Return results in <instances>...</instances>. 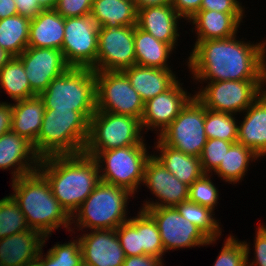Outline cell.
<instances>
[{
  "label": "cell",
  "instance_id": "4316f807",
  "mask_svg": "<svg viewBox=\"0 0 266 266\" xmlns=\"http://www.w3.org/2000/svg\"><path fill=\"white\" fill-rule=\"evenodd\" d=\"M11 131L34 144L41 130L45 113L43 100L39 96L11 103Z\"/></svg>",
  "mask_w": 266,
  "mask_h": 266
},
{
  "label": "cell",
  "instance_id": "681fc988",
  "mask_svg": "<svg viewBox=\"0 0 266 266\" xmlns=\"http://www.w3.org/2000/svg\"><path fill=\"white\" fill-rule=\"evenodd\" d=\"M18 14L14 0H0V20Z\"/></svg>",
  "mask_w": 266,
  "mask_h": 266
},
{
  "label": "cell",
  "instance_id": "484cf974",
  "mask_svg": "<svg viewBox=\"0 0 266 266\" xmlns=\"http://www.w3.org/2000/svg\"><path fill=\"white\" fill-rule=\"evenodd\" d=\"M152 148L156 150H153V156L158 159L170 173L189 187L204 174L199 157L191 156L172 148L164 144L158 137Z\"/></svg>",
  "mask_w": 266,
  "mask_h": 266
},
{
  "label": "cell",
  "instance_id": "8d00e7d4",
  "mask_svg": "<svg viewBox=\"0 0 266 266\" xmlns=\"http://www.w3.org/2000/svg\"><path fill=\"white\" fill-rule=\"evenodd\" d=\"M30 230L24 213L11 195L0 199V239Z\"/></svg>",
  "mask_w": 266,
  "mask_h": 266
},
{
  "label": "cell",
  "instance_id": "5b68a950",
  "mask_svg": "<svg viewBox=\"0 0 266 266\" xmlns=\"http://www.w3.org/2000/svg\"><path fill=\"white\" fill-rule=\"evenodd\" d=\"M131 197L136 198L125 188L100 181L71 216L70 234L76 229L77 232L117 229L130 219L127 205Z\"/></svg>",
  "mask_w": 266,
  "mask_h": 266
},
{
  "label": "cell",
  "instance_id": "ac0fdd59",
  "mask_svg": "<svg viewBox=\"0 0 266 266\" xmlns=\"http://www.w3.org/2000/svg\"><path fill=\"white\" fill-rule=\"evenodd\" d=\"M84 232L75 237L80 241L83 265L123 266L126 256L121 247L116 229Z\"/></svg>",
  "mask_w": 266,
  "mask_h": 266
},
{
  "label": "cell",
  "instance_id": "f1b7e54d",
  "mask_svg": "<svg viewBox=\"0 0 266 266\" xmlns=\"http://www.w3.org/2000/svg\"><path fill=\"white\" fill-rule=\"evenodd\" d=\"M90 15L99 27L117 28L137 24V8L129 0H93Z\"/></svg>",
  "mask_w": 266,
  "mask_h": 266
},
{
  "label": "cell",
  "instance_id": "f5cc1de1",
  "mask_svg": "<svg viewBox=\"0 0 266 266\" xmlns=\"http://www.w3.org/2000/svg\"><path fill=\"white\" fill-rule=\"evenodd\" d=\"M40 7L45 9H54L57 3V0H37Z\"/></svg>",
  "mask_w": 266,
  "mask_h": 266
},
{
  "label": "cell",
  "instance_id": "8992f818",
  "mask_svg": "<svg viewBox=\"0 0 266 266\" xmlns=\"http://www.w3.org/2000/svg\"><path fill=\"white\" fill-rule=\"evenodd\" d=\"M39 97L45 109L96 112V78L91 68L70 67L53 79Z\"/></svg>",
  "mask_w": 266,
  "mask_h": 266
},
{
  "label": "cell",
  "instance_id": "7402d4cb",
  "mask_svg": "<svg viewBox=\"0 0 266 266\" xmlns=\"http://www.w3.org/2000/svg\"><path fill=\"white\" fill-rule=\"evenodd\" d=\"M242 114L237 142L266 159V90Z\"/></svg>",
  "mask_w": 266,
  "mask_h": 266
},
{
  "label": "cell",
  "instance_id": "7c38bea8",
  "mask_svg": "<svg viewBox=\"0 0 266 266\" xmlns=\"http://www.w3.org/2000/svg\"><path fill=\"white\" fill-rule=\"evenodd\" d=\"M157 224L164 254L170 250L192 249L217 244L219 239H208L199 228L185 219L175 207L144 209Z\"/></svg>",
  "mask_w": 266,
  "mask_h": 266
},
{
  "label": "cell",
  "instance_id": "30bf717a",
  "mask_svg": "<svg viewBox=\"0 0 266 266\" xmlns=\"http://www.w3.org/2000/svg\"><path fill=\"white\" fill-rule=\"evenodd\" d=\"M205 110L194 96L158 138L172 148L200 158L208 139L204 127Z\"/></svg>",
  "mask_w": 266,
  "mask_h": 266
},
{
  "label": "cell",
  "instance_id": "60d3db41",
  "mask_svg": "<svg viewBox=\"0 0 266 266\" xmlns=\"http://www.w3.org/2000/svg\"><path fill=\"white\" fill-rule=\"evenodd\" d=\"M116 233L126 257L146 255L140 248V231L129 220L121 224Z\"/></svg>",
  "mask_w": 266,
  "mask_h": 266
},
{
  "label": "cell",
  "instance_id": "ba28073f",
  "mask_svg": "<svg viewBox=\"0 0 266 266\" xmlns=\"http://www.w3.org/2000/svg\"><path fill=\"white\" fill-rule=\"evenodd\" d=\"M144 134L140 119L96 110L90 118L84 153H100L140 145L146 141Z\"/></svg>",
  "mask_w": 266,
  "mask_h": 266
},
{
  "label": "cell",
  "instance_id": "f35d334b",
  "mask_svg": "<svg viewBox=\"0 0 266 266\" xmlns=\"http://www.w3.org/2000/svg\"><path fill=\"white\" fill-rule=\"evenodd\" d=\"M213 266H247L243 241L239 240L233 233L229 234L224 240Z\"/></svg>",
  "mask_w": 266,
  "mask_h": 266
},
{
  "label": "cell",
  "instance_id": "bcb514c9",
  "mask_svg": "<svg viewBox=\"0 0 266 266\" xmlns=\"http://www.w3.org/2000/svg\"><path fill=\"white\" fill-rule=\"evenodd\" d=\"M17 13L30 19L35 18L43 10L37 0H14Z\"/></svg>",
  "mask_w": 266,
  "mask_h": 266
},
{
  "label": "cell",
  "instance_id": "7a4b0ae2",
  "mask_svg": "<svg viewBox=\"0 0 266 266\" xmlns=\"http://www.w3.org/2000/svg\"><path fill=\"white\" fill-rule=\"evenodd\" d=\"M38 170L46 177L53 196L70 216L100 182L97 162L84 152L42 158Z\"/></svg>",
  "mask_w": 266,
  "mask_h": 266
},
{
  "label": "cell",
  "instance_id": "1f68e13d",
  "mask_svg": "<svg viewBox=\"0 0 266 266\" xmlns=\"http://www.w3.org/2000/svg\"><path fill=\"white\" fill-rule=\"evenodd\" d=\"M0 90L6 92L13 102L36 96L31 91L23 63L18 57H13L0 70Z\"/></svg>",
  "mask_w": 266,
  "mask_h": 266
},
{
  "label": "cell",
  "instance_id": "83f0119b",
  "mask_svg": "<svg viewBox=\"0 0 266 266\" xmlns=\"http://www.w3.org/2000/svg\"><path fill=\"white\" fill-rule=\"evenodd\" d=\"M134 47L136 65L153 68H173L169 64V59L175 53V49L160 40H157L150 33L138 28H134Z\"/></svg>",
  "mask_w": 266,
  "mask_h": 266
},
{
  "label": "cell",
  "instance_id": "277c9868",
  "mask_svg": "<svg viewBox=\"0 0 266 266\" xmlns=\"http://www.w3.org/2000/svg\"><path fill=\"white\" fill-rule=\"evenodd\" d=\"M94 113L45 109L41 130L33 144L36 154L42 159L83 153Z\"/></svg>",
  "mask_w": 266,
  "mask_h": 266
},
{
  "label": "cell",
  "instance_id": "f6af8a7d",
  "mask_svg": "<svg viewBox=\"0 0 266 266\" xmlns=\"http://www.w3.org/2000/svg\"><path fill=\"white\" fill-rule=\"evenodd\" d=\"M202 0H172V6L184 20H189L200 11Z\"/></svg>",
  "mask_w": 266,
  "mask_h": 266
},
{
  "label": "cell",
  "instance_id": "44dd1931",
  "mask_svg": "<svg viewBox=\"0 0 266 266\" xmlns=\"http://www.w3.org/2000/svg\"><path fill=\"white\" fill-rule=\"evenodd\" d=\"M182 18L172 4L147 7L137 10L136 26L150 33L157 40L171 45L175 50L181 32L179 22Z\"/></svg>",
  "mask_w": 266,
  "mask_h": 266
},
{
  "label": "cell",
  "instance_id": "db71d44e",
  "mask_svg": "<svg viewBox=\"0 0 266 266\" xmlns=\"http://www.w3.org/2000/svg\"><path fill=\"white\" fill-rule=\"evenodd\" d=\"M23 266H42V264L37 259H35V260H33V261L23 265Z\"/></svg>",
  "mask_w": 266,
  "mask_h": 266
},
{
  "label": "cell",
  "instance_id": "9c48e42d",
  "mask_svg": "<svg viewBox=\"0 0 266 266\" xmlns=\"http://www.w3.org/2000/svg\"><path fill=\"white\" fill-rule=\"evenodd\" d=\"M201 88L194 96L206 107L215 111L241 114L266 90V80L193 81ZM206 84L204 86L203 84Z\"/></svg>",
  "mask_w": 266,
  "mask_h": 266
},
{
  "label": "cell",
  "instance_id": "5bb4252c",
  "mask_svg": "<svg viewBox=\"0 0 266 266\" xmlns=\"http://www.w3.org/2000/svg\"><path fill=\"white\" fill-rule=\"evenodd\" d=\"M134 28L99 27L97 60L91 68L94 72L123 71L136 64Z\"/></svg>",
  "mask_w": 266,
  "mask_h": 266
},
{
  "label": "cell",
  "instance_id": "8fae6325",
  "mask_svg": "<svg viewBox=\"0 0 266 266\" xmlns=\"http://www.w3.org/2000/svg\"><path fill=\"white\" fill-rule=\"evenodd\" d=\"M96 110L142 118L144 101L123 71L95 72Z\"/></svg>",
  "mask_w": 266,
  "mask_h": 266
},
{
  "label": "cell",
  "instance_id": "836d02e7",
  "mask_svg": "<svg viewBox=\"0 0 266 266\" xmlns=\"http://www.w3.org/2000/svg\"><path fill=\"white\" fill-rule=\"evenodd\" d=\"M51 235L44 236L43 245L38 253L37 260L42 266H82V252L80 248L79 239L73 237L68 242H56L53 244L47 253H43V247H45L46 241H48ZM61 243V244H60ZM44 254V255H43ZM45 256V257H44Z\"/></svg>",
  "mask_w": 266,
  "mask_h": 266
},
{
  "label": "cell",
  "instance_id": "ee69618b",
  "mask_svg": "<svg viewBox=\"0 0 266 266\" xmlns=\"http://www.w3.org/2000/svg\"><path fill=\"white\" fill-rule=\"evenodd\" d=\"M241 0H202L200 10H212L223 13H245L246 6Z\"/></svg>",
  "mask_w": 266,
  "mask_h": 266
},
{
  "label": "cell",
  "instance_id": "4dcf8cb0",
  "mask_svg": "<svg viewBox=\"0 0 266 266\" xmlns=\"http://www.w3.org/2000/svg\"><path fill=\"white\" fill-rule=\"evenodd\" d=\"M31 19L16 14L0 20V46L14 57L27 47Z\"/></svg>",
  "mask_w": 266,
  "mask_h": 266
},
{
  "label": "cell",
  "instance_id": "6da1fadb",
  "mask_svg": "<svg viewBox=\"0 0 266 266\" xmlns=\"http://www.w3.org/2000/svg\"><path fill=\"white\" fill-rule=\"evenodd\" d=\"M237 35L194 42L185 65L193 81L266 80V39Z\"/></svg>",
  "mask_w": 266,
  "mask_h": 266
},
{
  "label": "cell",
  "instance_id": "816d5d0a",
  "mask_svg": "<svg viewBox=\"0 0 266 266\" xmlns=\"http://www.w3.org/2000/svg\"><path fill=\"white\" fill-rule=\"evenodd\" d=\"M8 51L4 50L0 46V70L13 58Z\"/></svg>",
  "mask_w": 266,
  "mask_h": 266
},
{
  "label": "cell",
  "instance_id": "c3c4849f",
  "mask_svg": "<svg viewBox=\"0 0 266 266\" xmlns=\"http://www.w3.org/2000/svg\"><path fill=\"white\" fill-rule=\"evenodd\" d=\"M11 122V103L6 101H0V136L11 131Z\"/></svg>",
  "mask_w": 266,
  "mask_h": 266
},
{
  "label": "cell",
  "instance_id": "7dc6e473",
  "mask_svg": "<svg viewBox=\"0 0 266 266\" xmlns=\"http://www.w3.org/2000/svg\"><path fill=\"white\" fill-rule=\"evenodd\" d=\"M164 262L152 255L126 257L123 266H164Z\"/></svg>",
  "mask_w": 266,
  "mask_h": 266
},
{
  "label": "cell",
  "instance_id": "f546056e",
  "mask_svg": "<svg viewBox=\"0 0 266 266\" xmlns=\"http://www.w3.org/2000/svg\"><path fill=\"white\" fill-rule=\"evenodd\" d=\"M258 160L261 158L252 149L237 142L230 147L220 165L211 174L214 173L217 178L228 182L227 184H239L244 181L247 171H250L249 165Z\"/></svg>",
  "mask_w": 266,
  "mask_h": 266
},
{
  "label": "cell",
  "instance_id": "2e32d148",
  "mask_svg": "<svg viewBox=\"0 0 266 266\" xmlns=\"http://www.w3.org/2000/svg\"><path fill=\"white\" fill-rule=\"evenodd\" d=\"M180 82L181 80L178 79L168 90L144 103V111L140 120L145 134L150 130L154 131L158 137L194 97V93L188 92L182 86L184 83Z\"/></svg>",
  "mask_w": 266,
  "mask_h": 266
},
{
  "label": "cell",
  "instance_id": "d6a6232c",
  "mask_svg": "<svg viewBox=\"0 0 266 266\" xmlns=\"http://www.w3.org/2000/svg\"><path fill=\"white\" fill-rule=\"evenodd\" d=\"M175 208L185 219L199 228L208 239H219L223 235L221 222L214 217L216 215L213 209L190 200L181 202Z\"/></svg>",
  "mask_w": 266,
  "mask_h": 266
},
{
  "label": "cell",
  "instance_id": "e0dca14e",
  "mask_svg": "<svg viewBox=\"0 0 266 266\" xmlns=\"http://www.w3.org/2000/svg\"><path fill=\"white\" fill-rule=\"evenodd\" d=\"M18 58L23 63L31 91L36 96L70 68L60 49L27 47Z\"/></svg>",
  "mask_w": 266,
  "mask_h": 266
},
{
  "label": "cell",
  "instance_id": "d590c367",
  "mask_svg": "<svg viewBox=\"0 0 266 266\" xmlns=\"http://www.w3.org/2000/svg\"><path fill=\"white\" fill-rule=\"evenodd\" d=\"M235 114L205 110V133L208 139H221L227 142L238 140V119Z\"/></svg>",
  "mask_w": 266,
  "mask_h": 266
},
{
  "label": "cell",
  "instance_id": "603a6c76",
  "mask_svg": "<svg viewBox=\"0 0 266 266\" xmlns=\"http://www.w3.org/2000/svg\"><path fill=\"white\" fill-rule=\"evenodd\" d=\"M44 236L38 230H26L0 239V266H23L35 259Z\"/></svg>",
  "mask_w": 266,
  "mask_h": 266
},
{
  "label": "cell",
  "instance_id": "3957f363",
  "mask_svg": "<svg viewBox=\"0 0 266 266\" xmlns=\"http://www.w3.org/2000/svg\"><path fill=\"white\" fill-rule=\"evenodd\" d=\"M11 182L10 195L24 213L30 229L43 236H52L61 227L70 232L71 216L53 196L48 180L39 170Z\"/></svg>",
  "mask_w": 266,
  "mask_h": 266
},
{
  "label": "cell",
  "instance_id": "cb8c5ba5",
  "mask_svg": "<svg viewBox=\"0 0 266 266\" xmlns=\"http://www.w3.org/2000/svg\"><path fill=\"white\" fill-rule=\"evenodd\" d=\"M123 72L144 103L168 90L179 79L173 68L161 69L135 64Z\"/></svg>",
  "mask_w": 266,
  "mask_h": 266
},
{
  "label": "cell",
  "instance_id": "4fadbf2b",
  "mask_svg": "<svg viewBox=\"0 0 266 266\" xmlns=\"http://www.w3.org/2000/svg\"><path fill=\"white\" fill-rule=\"evenodd\" d=\"M99 26L89 14L65 18L62 53L66 63L75 68H92L98 52Z\"/></svg>",
  "mask_w": 266,
  "mask_h": 266
},
{
  "label": "cell",
  "instance_id": "d4e9b609",
  "mask_svg": "<svg viewBox=\"0 0 266 266\" xmlns=\"http://www.w3.org/2000/svg\"><path fill=\"white\" fill-rule=\"evenodd\" d=\"M65 18L55 9L41 10L29 25L28 47L62 50Z\"/></svg>",
  "mask_w": 266,
  "mask_h": 266
},
{
  "label": "cell",
  "instance_id": "e575fe53",
  "mask_svg": "<svg viewBox=\"0 0 266 266\" xmlns=\"http://www.w3.org/2000/svg\"><path fill=\"white\" fill-rule=\"evenodd\" d=\"M129 221L140 231V248L146 255L160 258L164 262V248L160 232L154 219L145 211L139 209Z\"/></svg>",
  "mask_w": 266,
  "mask_h": 266
},
{
  "label": "cell",
  "instance_id": "74e56055",
  "mask_svg": "<svg viewBox=\"0 0 266 266\" xmlns=\"http://www.w3.org/2000/svg\"><path fill=\"white\" fill-rule=\"evenodd\" d=\"M212 174L204 173L189 187V200L199 205L217 209L220 200L219 189L212 181Z\"/></svg>",
  "mask_w": 266,
  "mask_h": 266
},
{
  "label": "cell",
  "instance_id": "7bdbcfd3",
  "mask_svg": "<svg viewBox=\"0 0 266 266\" xmlns=\"http://www.w3.org/2000/svg\"><path fill=\"white\" fill-rule=\"evenodd\" d=\"M93 0H57L55 10L64 18L82 17L91 12Z\"/></svg>",
  "mask_w": 266,
  "mask_h": 266
},
{
  "label": "cell",
  "instance_id": "d6986e66",
  "mask_svg": "<svg viewBox=\"0 0 266 266\" xmlns=\"http://www.w3.org/2000/svg\"><path fill=\"white\" fill-rule=\"evenodd\" d=\"M40 160L33 144L19 134L9 131L0 136V169L10 170L12 180L37 171Z\"/></svg>",
  "mask_w": 266,
  "mask_h": 266
},
{
  "label": "cell",
  "instance_id": "ab89813d",
  "mask_svg": "<svg viewBox=\"0 0 266 266\" xmlns=\"http://www.w3.org/2000/svg\"><path fill=\"white\" fill-rule=\"evenodd\" d=\"M237 142H227L221 139H207L200 156L201 167L204 173L211 174L224 159L230 147Z\"/></svg>",
  "mask_w": 266,
  "mask_h": 266
},
{
  "label": "cell",
  "instance_id": "52a82bcc",
  "mask_svg": "<svg viewBox=\"0 0 266 266\" xmlns=\"http://www.w3.org/2000/svg\"><path fill=\"white\" fill-rule=\"evenodd\" d=\"M146 143L85 154L97 162L100 181L125 188L136 195L143 183L146 162L152 155L148 151L152 146Z\"/></svg>",
  "mask_w": 266,
  "mask_h": 266
},
{
  "label": "cell",
  "instance_id": "9a60e30c",
  "mask_svg": "<svg viewBox=\"0 0 266 266\" xmlns=\"http://www.w3.org/2000/svg\"><path fill=\"white\" fill-rule=\"evenodd\" d=\"M143 187L146 186L153 198L142 201L138 209L157 207H175L189 200V186L170 173L153 154L147 160L144 169ZM153 199V200H152ZM158 199V200H157Z\"/></svg>",
  "mask_w": 266,
  "mask_h": 266
},
{
  "label": "cell",
  "instance_id": "f907efd6",
  "mask_svg": "<svg viewBox=\"0 0 266 266\" xmlns=\"http://www.w3.org/2000/svg\"><path fill=\"white\" fill-rule=\"evenodd\" d=\"M137 10L147 7L172 4V0H135Z\"/></svg>",
  "mask_w": 266,
  "mask_h": 266
},
{
  "label": "cell",
  "instance_id": "b9f144b4",
  "mask_svg": "<svg viewBox=\"0 0 266 266\" xmlns=\"http://www.w3.org/2000/svg\"><path fill=\"white\" fill-rule=\"evenodd\" d=\"M246 250V265L247 266H266V224L261 223L257 225L254 238V257L250 259V242L243 240ZM252 261V262H251Z\"/></svg>",
  "mask_w": 266,
  "mask_h": 266
},
{
  "label": "cell",
  "instance_id": "ffe728a7",
  "mask_svg": "<svg viewBox=\"0 0 266 266\" xmlns=\"http://www.w3.org/2000/svg\"><path fill=\"white\" fill-rule=\"evenodd\" d=\"M245 17V13L200 10L187 23L193 25L190 32L196 34L194 35L196 41L226 39L239 33Z\"/></svg>",
  "mask_w": 266,
  "mask_h": 266
}]
</instances>
